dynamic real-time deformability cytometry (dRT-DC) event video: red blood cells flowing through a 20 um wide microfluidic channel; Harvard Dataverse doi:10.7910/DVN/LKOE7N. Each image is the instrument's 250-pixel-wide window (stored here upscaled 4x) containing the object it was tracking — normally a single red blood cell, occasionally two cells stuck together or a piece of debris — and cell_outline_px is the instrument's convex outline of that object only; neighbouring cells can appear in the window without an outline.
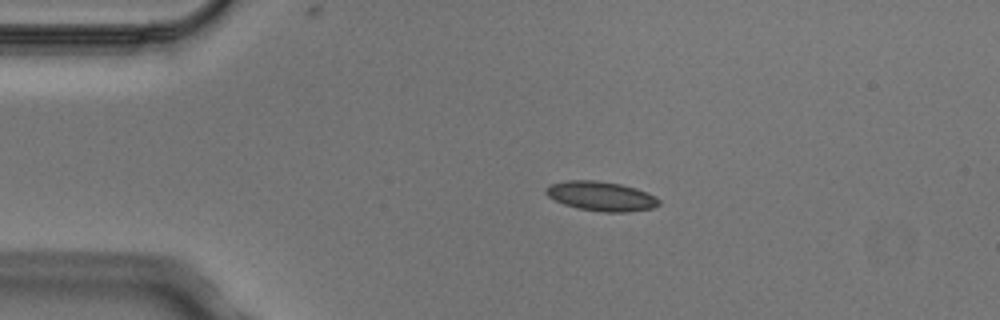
{"species": "Egyptian fruit bat (a non-hibernating species)", "species_latin": "Rousettus aegyptiacus", "temperature_condition": "cold", "stored_images_in_passage": 4, "camera_frame_rate_fps": 3000, "um_per_image_px": 0.085, "animal": {"sex": "male"}, "frame": {"image": 1, "passage_image": 3, "time_ms": 0.667, "image_size_px": [1000, 320], "cell_outline_px": [[660, 204], [652, 208], [628, 212], [604, 212], [576, 208], [564, 204], [548, 196], [544, 192], [544, 188], [548, 184], [568, 180], [596, 180], [620, 184], [636, 188], [648, 192], [656, 196], [660, 200]], "centroid_in_image_um": [51.09, 16.67], "position_along_channel_um": 33.9, "area_um2": 19.59}}